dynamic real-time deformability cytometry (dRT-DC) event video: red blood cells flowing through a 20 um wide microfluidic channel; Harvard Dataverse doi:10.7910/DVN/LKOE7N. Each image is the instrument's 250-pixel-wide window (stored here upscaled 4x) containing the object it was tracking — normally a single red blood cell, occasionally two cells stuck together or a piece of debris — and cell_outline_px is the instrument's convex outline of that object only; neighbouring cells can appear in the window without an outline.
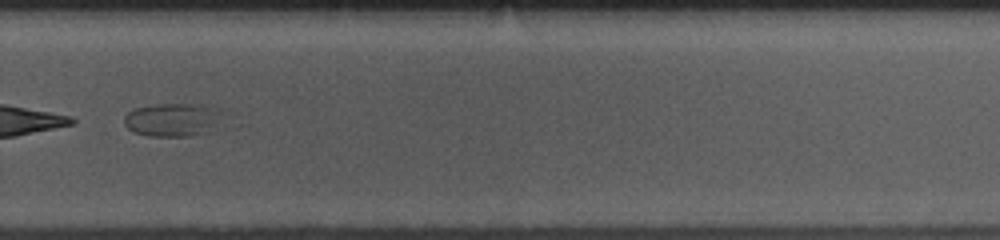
{"species": "common noctule bat (a hibernating species)", "species_latin": "Nyctalus noctula", "temperature_condition": "room temperature", "stored_images_in_passage": 40, "camera_frame_rate_fps": 3000, "um_per_image_px": 0.085, "animal": {"sex": "female", "body_mass_g": 10.0, "forearm_length_mm": 53.1}, "frame": {"image": 1, "passage_image": 25, "time_ms": 8.0, "image_size_px": [1000, 240], "cell_outline_px": [[232, 112], [212, 132], [184, 136], [148, 136], [132, 132], [124, 124], [124, 116], [132, 108], [152, 104], [184, 104], [220, 108]], "centroid_in_image_um": [14.8, 10.17], "position_along_channel_um": 315.0, "area_um2": 20.06}}
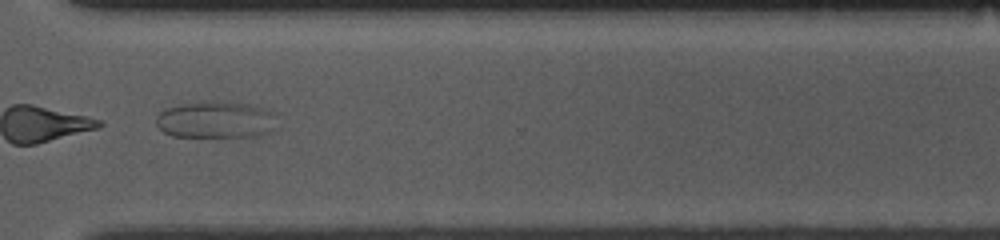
{"frame": {"image": 2, "passage_image": 28, "time_ms": 9.0, "image_size_px": [1000, 240], "cell_outline_px": [[280, 128], [272, 132], [256, 136], [172, 136], [164, 132], [156, 124], [156, 116], [160, 112], [168, 108], [180, 104], [200, 100], [212, 100], [248, 104], [264, 108], [276, 112]], "centroid_in_image_um": [18.44, 10.16], "position_along_channel_um": 352.2, "area_um2": 26.65}}